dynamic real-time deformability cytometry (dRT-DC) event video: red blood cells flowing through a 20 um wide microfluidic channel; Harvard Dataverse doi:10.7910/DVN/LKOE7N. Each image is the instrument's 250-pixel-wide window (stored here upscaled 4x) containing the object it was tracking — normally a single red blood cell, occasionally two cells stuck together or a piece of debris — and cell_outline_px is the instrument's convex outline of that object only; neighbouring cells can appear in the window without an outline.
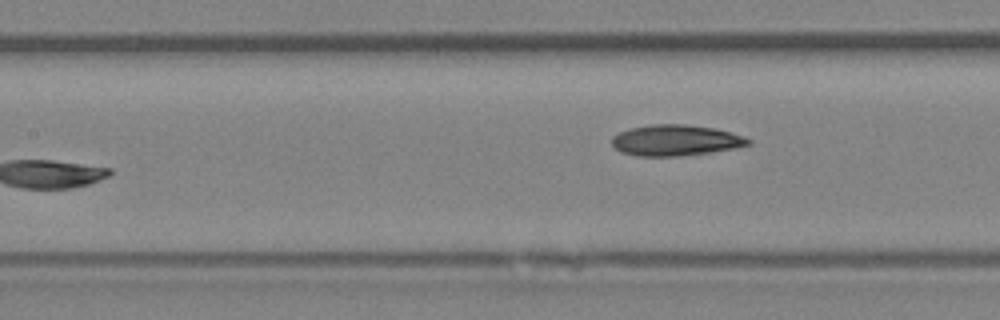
{"species": "Egyptian fruit bat (a non-hibernating species)", "species_latin": "Rousettus aegyptiacus", "temperature_condition": "room temperature", "stored_images_in_passage": 7, "camera_frame_rate_fps": 3000, "um_per_image_px": 0.085, "animal": {"sex": "female"}, "frame": {"image": 1, "passage_image": 6, "time_ms": 6.667, "image_size_px": [1000, 320], "cell_outline_px": [[752, 144], [736, 148], [712, 152], [680, 156], [636, 156], [620, 152], [612, 144], [612, 136], [620, 132], [632, 128], [652, 124], [684, 124], [712, 128], [744, 136], [752, 140]], "centroid_in_image_um": [57.44, 11.94], "position_along_channel_um": 150.0, "area_um2": 24.57}}
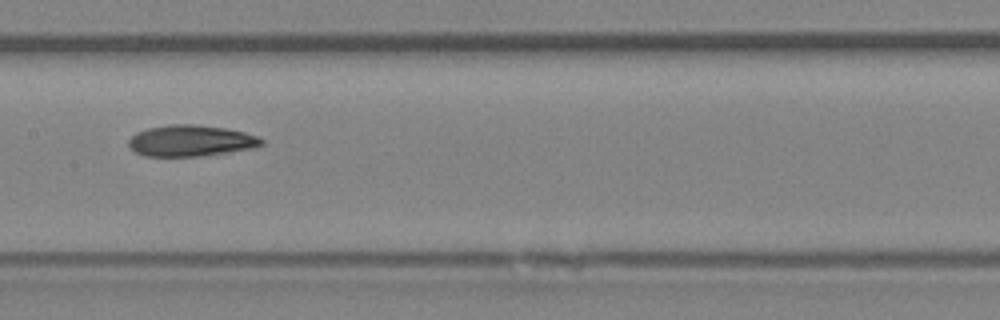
{"frame": {"image": 2, "passage_image": 7, "time_ms": 7.667, "image_size_px": [1000, 320], "cell_outline_px": [[264, 144], [256, 148], [200, 156], [144, 156], [136, 152], [128, 144], [128, 140], [136, 132], [148, 128], [172, 124], [196, 124], [224, 128], [244, 132], [256, 136], [264, 140]], "centroid_in_image_um": [16.23, 11.96], "position_along_channel_um": 191.2, "area_um2": 24.16}}